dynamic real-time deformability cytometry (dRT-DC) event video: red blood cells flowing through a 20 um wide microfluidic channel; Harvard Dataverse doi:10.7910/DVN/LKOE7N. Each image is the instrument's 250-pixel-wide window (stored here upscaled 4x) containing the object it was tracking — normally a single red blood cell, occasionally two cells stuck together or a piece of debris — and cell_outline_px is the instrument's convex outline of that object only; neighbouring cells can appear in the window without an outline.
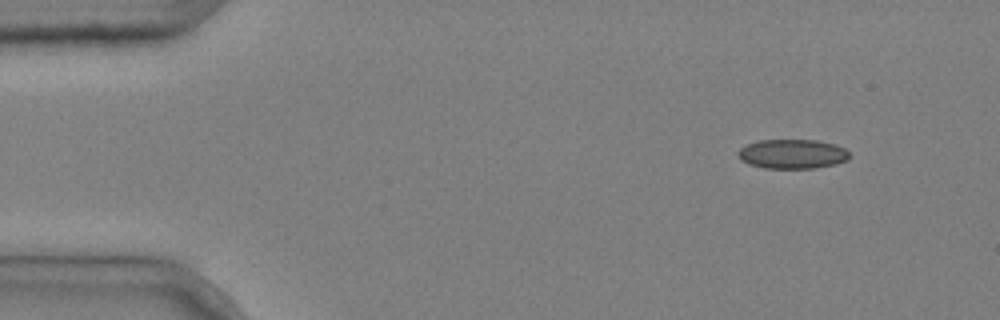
{"species": "common noctule bat (a hibernating species)", "species_latin": "Nyctalus noctula", "temperature_condition": "cold", "stored_images_in_passage": 4, "camera_frame_rate_fps": 3000, "um_per_image_px": 0.085, "animal": {"sex": "male", "body_mass_g": 20.4}, "frame": {"image": 1, "passage_image": 1, "time_ms": 0.0, "image_size_px": [1000, 320], "cell_outline_px": [[852, 156], [848, 160], [836, 164], [816, 168], [764, 168], [748, 164], [740, 160], [736, 156], [736, 152], [740, 148], [756, 140], [816, 140], [832, 144], [844, 148]], "centroid_in_image_um": [67.32, 13.09], "position_along_channel_um": 17.7, "area_um2": 19.31}}
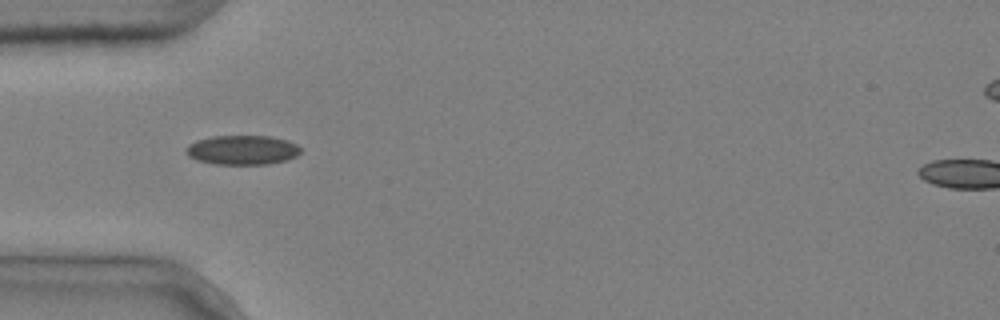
{"frame": {"image": 2, "passage_image": 4, "time_ms": 1.0, "image_size_px": [1000, 320], "cell_outline_px": [[300, 152], [296, 156], [288, 160], [268, 164], [212, 164], [196, 160], [188, 156], [188, 144], [196, 140], [212, 136], [272, 136], [288, 140], [296, 144], [300, 148]], "centroid_in_image_um": [20.62, 12.75], "position_along_channel_um": 64.4, "area_um2": 19.71}}